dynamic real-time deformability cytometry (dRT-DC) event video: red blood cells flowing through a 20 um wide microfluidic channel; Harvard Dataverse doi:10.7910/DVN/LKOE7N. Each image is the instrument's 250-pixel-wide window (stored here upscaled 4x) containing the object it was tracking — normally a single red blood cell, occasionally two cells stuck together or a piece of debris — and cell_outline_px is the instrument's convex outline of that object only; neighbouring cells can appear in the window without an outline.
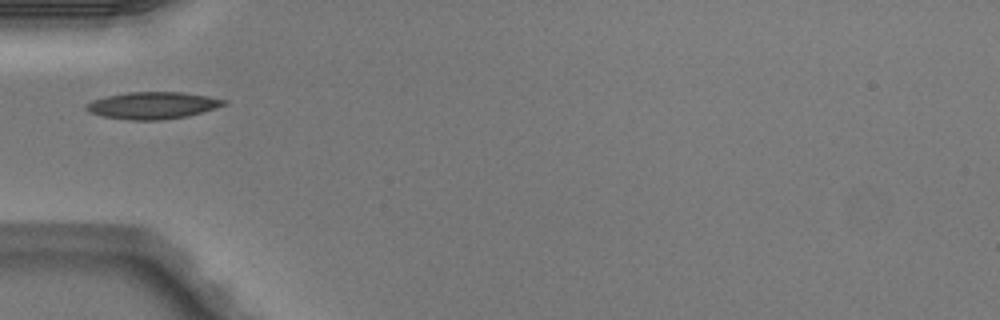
{"species": "Egyptian fruit bat (a non-hibernating species)", "species_latin": "Rousettus aegyptiacus", "temperature_condition": "warm", "stored_images_in_passage": 3, "camera_frame_rate_fps": 3000, "um_per_image_px": 0.085, "animal": {"sex": "male"}, "frame": {"image": 1, "passage_image": 3, "time_ms": 0.667, "image_size_px": [1000, 320], "cell_outline_px": [[228, 104], [188, 116], [164, 120], [128, 120], [100, 116], [88, 112], [84, 108], [84, 104], [92, 100], [108, 96], [128, 92], [184, 92], [208, 96], [228, 100]], "centroid_in_image_um": [12.96, 8.96], "position_along_channel_um": 72.0, "area_um2": 21.91}}